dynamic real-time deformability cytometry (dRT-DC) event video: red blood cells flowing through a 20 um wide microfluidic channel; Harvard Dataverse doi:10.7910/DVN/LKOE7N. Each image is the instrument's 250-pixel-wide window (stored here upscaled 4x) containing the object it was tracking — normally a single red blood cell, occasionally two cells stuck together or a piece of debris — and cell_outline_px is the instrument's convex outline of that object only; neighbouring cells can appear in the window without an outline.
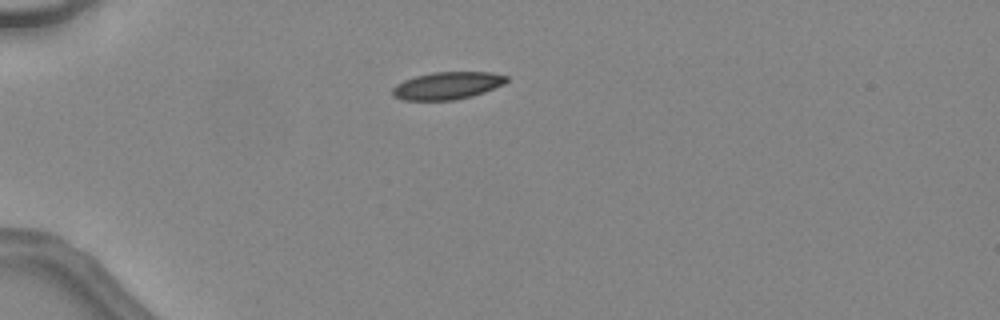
{"species": "common noctule bat (a hibernating species)", "species_latin": "Nyctalus noctula", "temperature_condition": "warm", "stored_images_in_passage": 34, "camera_frame_rate_fps": 3000, "um_per_image_px": 0.085, "animal": {"sex": "female", "body_mass_g": 24.6, "forearm_length_mm": 56.2}, "frame": {"image": 1, "passage_image": 1, "time_ms": 0.0, "image_size_px": [1000, 320], "cell_outline_px": [[508, 80], [504, 84], [484, 92], [472, 96], [452, 100], [404, 100], [392, 96], [392, 88], [396, 84], [404, 80], [416, 76], [432, 72], [492, 72], [508, 76]], "centroid_in_image_um": [38.02, 7.27], "position_along_channel_um": 47.0, "area_um2": 18.26}}
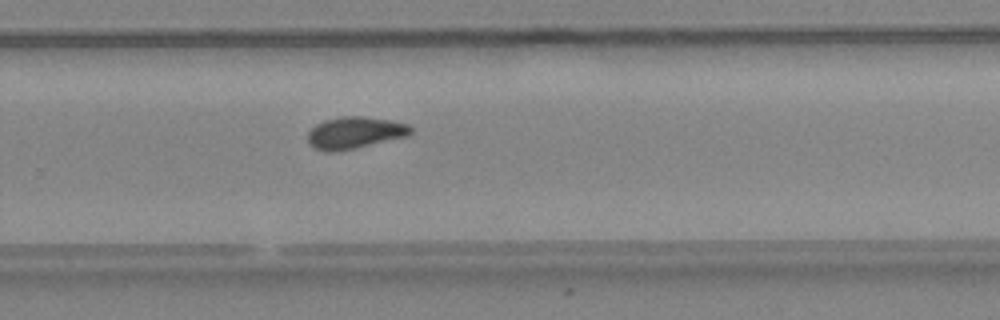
{"frame": {"image": 2, "passage_image": 20, "time_ms": 6.333, "image_size_px": [1000, 320], "cell_outline_px": [[412, 132], [408, 136], [356, 148], [336, 152], [324, 152], [308, 144], [308, 132], [316, 124], [324, 120], [340, 116], [364, 116], [388, 120], [408, 124], [412, 128]], "centroid_in_image_um": [30.14, 11.29], "position_along_channel_um": 299.7, "area_um2": 19.25}}
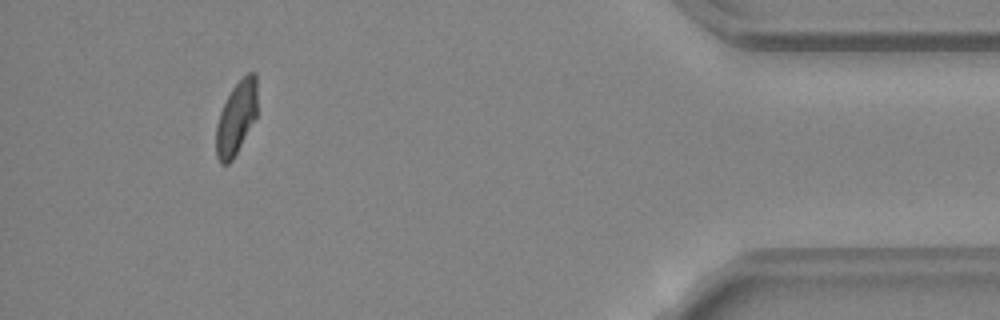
{"frame": {"image": 3, "passage_image": 31, "time_ms": 10.0, "image_size_px": [1000, 320], "cell_outline_px": [[256, 116], [232, 160], [228, 164], [220, 164], [216, 156], [216, 124], [220, 112], [232, 88], [248, 72], [256, 72]], "centroid_in_image_um": [20.06, 10.04], "position_along_channel_um": 415.1, "area_um2": 17.22}, "authors_computed_cell_mechanics": {"area_um2": 18.785, "velocity_mm_per_s": 4.537, "shape_relaxation_time_tau1_ms": 8.0863, "shape_relaxation_time_tau2_ms": 1.9931, "deformation_change_tau1": 0.2155, "deformation_change_tau2": 0.0785}}